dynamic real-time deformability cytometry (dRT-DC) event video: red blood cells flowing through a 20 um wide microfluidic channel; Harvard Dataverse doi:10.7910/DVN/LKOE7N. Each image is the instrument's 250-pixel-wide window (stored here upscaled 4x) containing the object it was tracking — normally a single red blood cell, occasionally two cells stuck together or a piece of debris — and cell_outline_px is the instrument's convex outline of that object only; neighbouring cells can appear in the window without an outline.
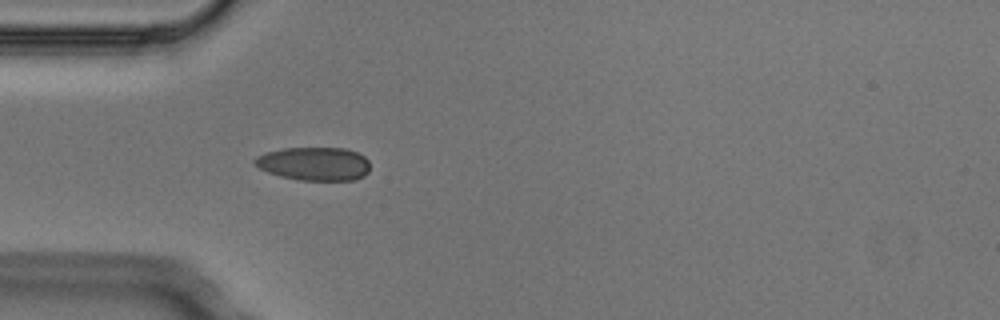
{"species": "Egyptian fruit bat (a non-hibernating species)", "species_latin": "Rousettus aegyptiacus", "temperature_condition": "cold", "stored_images_in_passage": 4, "camera_frame_rate_fps": 3000, "um_per_image_px": 0.085, "animal": {"sex": "male"}, "frame": {"image": 1, "passage_image": 4, "time_ms": 1.0, "image_size_px": [1000, 320], "cell_outline_px": [[368, 172], [364, 176], [356, 180], [300, 180], [280, 176], [268, 172], [260, 168], [252, 160], [256, 156], [264, 152], [284, 148], [344, 148], [356, 152], [364, 156], [368, 160]], "centroid_in_image_um": [26.69, 13.92], "position_along_channel_um": 58.3, "area_um2": 22.48}}